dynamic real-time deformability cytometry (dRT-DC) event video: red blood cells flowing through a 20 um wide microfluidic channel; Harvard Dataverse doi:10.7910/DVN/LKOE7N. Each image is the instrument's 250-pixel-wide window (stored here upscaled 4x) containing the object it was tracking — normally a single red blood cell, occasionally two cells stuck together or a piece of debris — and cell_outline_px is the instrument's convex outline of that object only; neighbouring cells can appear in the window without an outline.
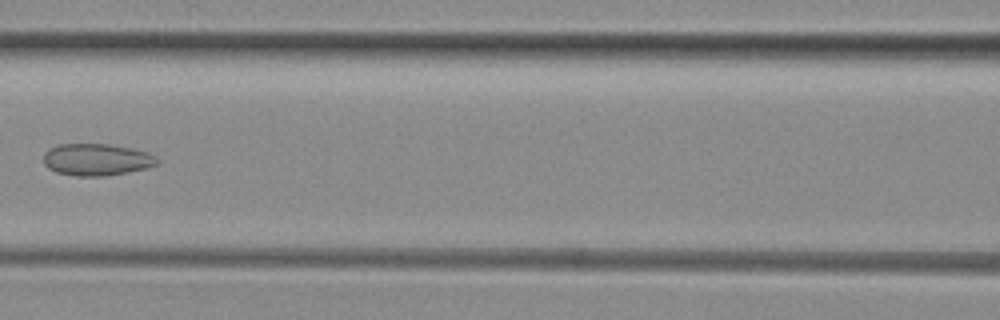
{"species": "common noctule bat (a hibernating species)", "species_latin": "Nyctalus noctula", "temperature_condition": "room temperature", "stored_images_in_passage": 8, "camera_frame_rate_fps": 3000, "um_per_image_px": 0.085, "animal": {"sex": "female", "body_mass_g": 29.2, "forearm_length_mm": 56.3}, "frame": {"image": 1, "passage_image": 7, "time_ms": 7.0, "image_size_px": [1000, 320], "cell_outline_px": [[160, 160], [156, 164], [148, 168], [128, 172], [104, 176], [76, 176], [56, 172], [48, 168], [44, 164], [44, 152], [48, 148], [56, 144], [108, 144], [132, 148], [148, 152], [156, 156]], "centroid_in_image_um": [8.21, 13.56], "position_along_channel_um": 158.4, "area_um2": 21.39}}
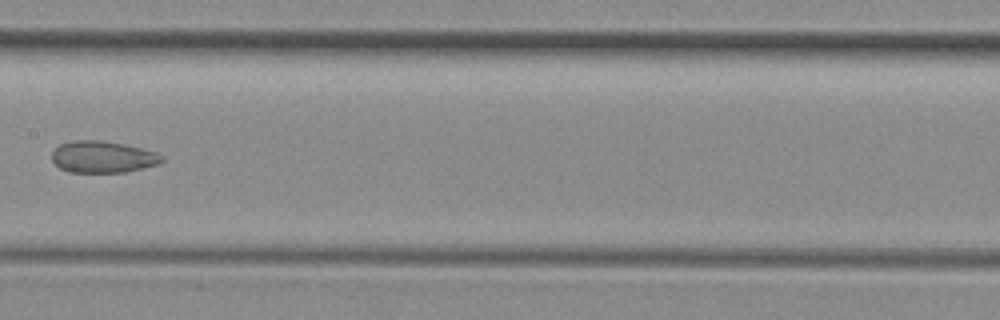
{"frame": {"image": 2, "passage_image": 8, "time_ms": 8.0, "image_size_px": [1000, 320], "cell_outline_px": [[164, 160], [160, 164], [124, 172], [68, 172], [60, 168], [52, 160], [52, 152], [60, 144], [72, 140], [100, 140], [140, 148], [156, 152], [164, 156]], "centroid_in_image_um": [8.73, 13.34], "position_along_channel_um": 198.7, "area_um2": 20.23}}